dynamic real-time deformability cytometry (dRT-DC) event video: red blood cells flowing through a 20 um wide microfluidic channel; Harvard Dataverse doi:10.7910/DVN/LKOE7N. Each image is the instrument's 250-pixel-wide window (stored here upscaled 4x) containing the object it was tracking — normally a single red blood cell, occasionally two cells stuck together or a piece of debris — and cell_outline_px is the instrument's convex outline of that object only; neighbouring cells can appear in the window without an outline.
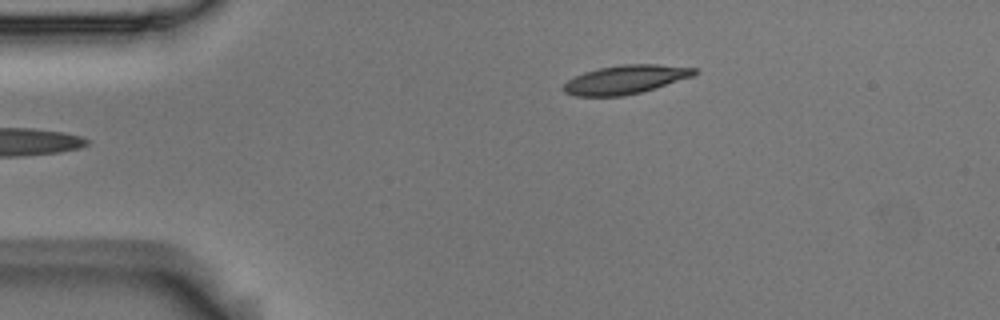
{"species": "Egyptian fruit bat (a non-hibernating species)", "species_latin": "Rousettus aegyptiacus", "temperature_condition": "room temperature", "stored_images_in_passage": 2, "camera_frame_rate_fps": 3000, "um_per_image_px": 0.085, "animal": {"sex": "male"}, "frame": {"image": 1, "passage_image": 2, "time_ms": 0.333, "image_size_px": [1000, 320], "cell_outline_px": [[700, 72], [692, 76], [656, 88], [624, 96], [576, 96], [564, 92], [564, 84], [568, 80], [584, 72], [600, 68], [620, 64], [656, 64], [700, 68]], "centroid_in_image_um": [53.22, 6.75], "position_along_channel_um": 31.8, "area_um2": 21.91}}